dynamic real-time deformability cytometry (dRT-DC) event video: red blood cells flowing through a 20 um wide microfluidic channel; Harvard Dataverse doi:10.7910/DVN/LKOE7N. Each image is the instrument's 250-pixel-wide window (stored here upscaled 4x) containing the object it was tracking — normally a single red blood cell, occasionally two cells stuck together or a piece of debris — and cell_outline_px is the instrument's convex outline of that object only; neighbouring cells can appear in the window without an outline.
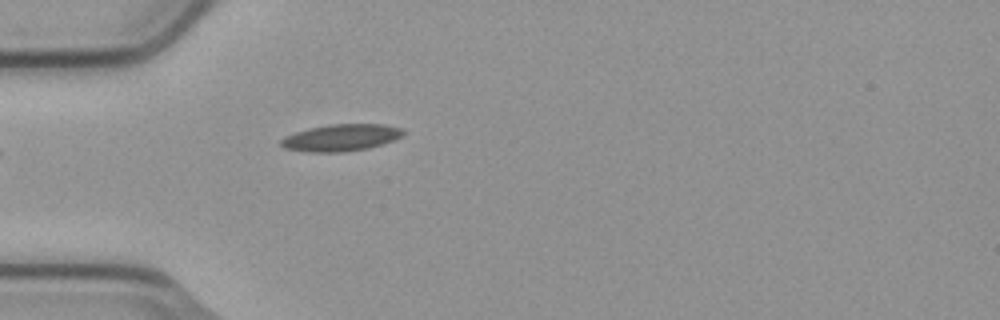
{"species": "common noctule bat (a hibernating species)", "species_latin": "Nyctalus noctula", "temperature_condition": "cold", "stored_images_in_passage": 2, "camera_frame_rate_fps": 3000, "um_per_image_px": 0.085, "animal": {"sex": "male", "body_mass_g": 23.1, "forearm_length_mm": 52.7}, "frame": {"image": 1, "passage_image": 2, "time_ms": 0.333, "image_size_px": [1000, 320], "cell_outline_px": [[404, 136], [368, 148], [344, 152], [312, 152], [284, 148], [280, 144], [280, 140], [284, 136], [308, 128], [328, 124], [384, 124], [404, 128]], "centroid_in_image_um": [28.99, 11.69], "position_along_channel_um": 56.0, "area_um2": 19.19}}